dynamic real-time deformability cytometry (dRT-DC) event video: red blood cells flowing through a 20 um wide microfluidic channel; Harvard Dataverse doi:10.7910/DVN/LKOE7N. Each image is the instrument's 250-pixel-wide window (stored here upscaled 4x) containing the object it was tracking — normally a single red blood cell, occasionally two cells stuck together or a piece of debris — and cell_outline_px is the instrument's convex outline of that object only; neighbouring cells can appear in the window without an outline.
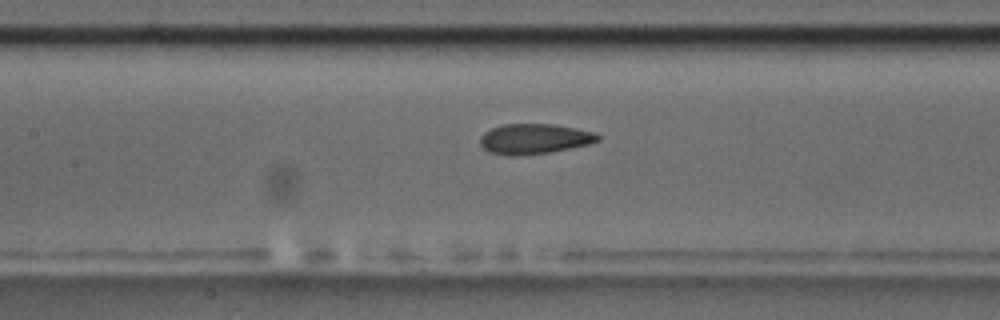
{"species": "common noctule bat (a hibernating species)", "species_latin": "Nyctalus noctula", "temperature_condition": "room temperature", "stored_images_in_passage": 39, "camera_frame_rate_fps": 3000, "um_per_image_px": 0.085, "animal": {"sex": "male", "body_mass_g": 17.5, "forearm_length_mm": 52.3}, "frame": {"image": 1, "passage_image": 10, "time_ms": 3.0, "image_size_px": [1000, 320], "cell_outline_px": [[600, 140], [588, 144], [548, 152], [516, 156], [508, 156], [488, 152], [480, 144], [480, 136], [484, 132], [492, 128], [504, 124], [552, 124], [596, 132], [600, 136]], "centroid_in_image_um": [45.39, 11.8], "position_along_channel_um": 162.0, "area_um2": 20.63}}
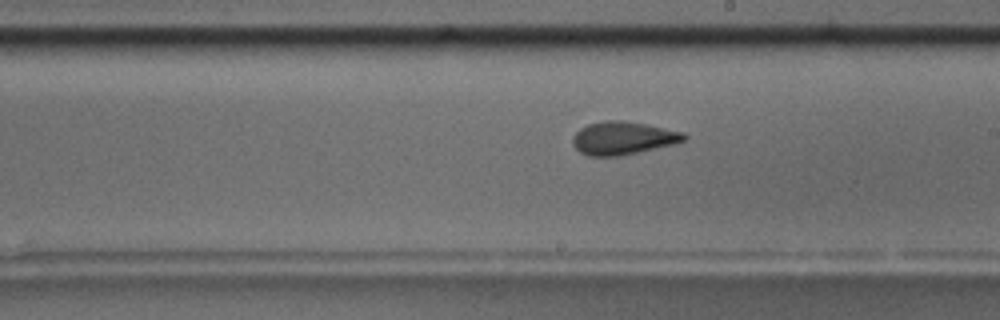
{"frame": {"image": 2, "passage_image": 16, "time_ms": 5.0, "image_size_px": [1000, 320], "cell_outline_px": [[688, 136], [684, 140], [676, 144], [620, 156], [588, 156], [580, 152], [572, 144], [572, 136], [580, 128], [588, 124], [604, 120], [624, 120], [648, 124], [684, 132]], "centroid_in_image_um": [52.96, 11.73], "position_along_channel_um": 236.0, "area_um2": 21.73}}
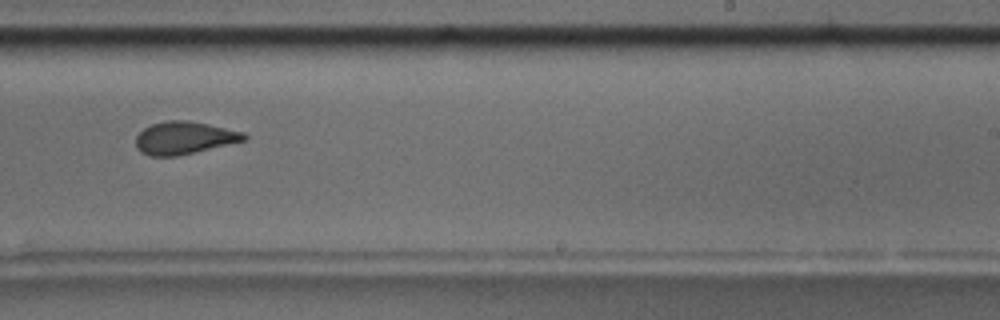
{"frame": {"image": 3, "passage_image": 19, "time_ms": 6.0, "image_size_px": [1000, 320], "cell_outline_px": [[248, 140], [176, 156], [152, 156], [140, 152], [136, 148], [136, 136], [144, 128], [152, 124], [168, 120], [188, 120], [208, 124], [244, 132], [248, 136]], "centroid_in_image_um": [15.67, 11.72], "position_along_channel_um": 273.3, "area_um2": 20.58}, "authors_computed_cell_mechanics": {"area_um2": 21.1548, "velocity_mm_per_s": 3.7337, "shape_relaxation_time_tau1_ms": 7.8735, "shape_relaxation_time_tau2_ms": 2.1324, "deformation_change_tau1": 0.1795, "deformation_change_tau2": 0.0893}}